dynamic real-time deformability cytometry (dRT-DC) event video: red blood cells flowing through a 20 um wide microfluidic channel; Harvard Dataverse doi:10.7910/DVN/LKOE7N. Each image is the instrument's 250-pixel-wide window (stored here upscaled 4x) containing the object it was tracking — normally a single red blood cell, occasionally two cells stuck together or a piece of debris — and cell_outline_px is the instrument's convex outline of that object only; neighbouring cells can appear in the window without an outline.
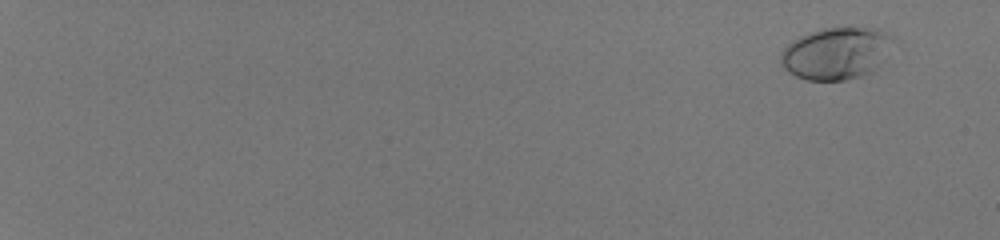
{"species": "human", "species_latin": "Homo sapiens", "temperature_condition": "room temperature", "stored_images_in_passage": 57, "camera_frame_rate_fps": 3000, "um_per_image_px": 0.085, "donor": {"sex": "male"}, "frame": {"image": 1, "passage_image": 5, "time_ms": 1.333, "image_size_px": [1000, 240], "cell_outline_px": [[892, 36], [872, 72], [860, 76], [844, 80], [808, 80], [796, 76], [788, 72], [780, 64], [780, 56], [784, 48], [792, 40], [800, 36], [824, 28], [880, 28], [888, 32]], "centroid_in_image_um": [70.97, 4.53], "position_along_channel_um": 14.0, "area_um2": 33.18}}
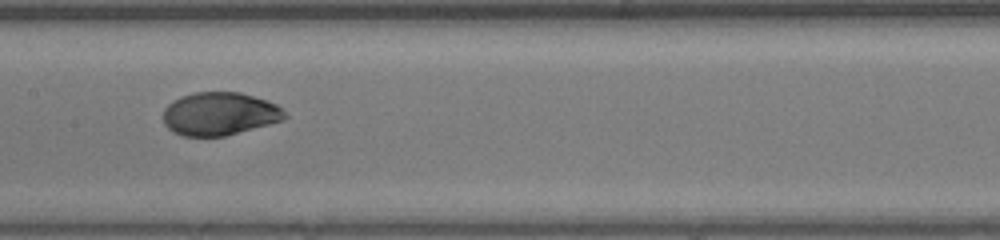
{"frame": {"image": 2, "passage_image": 36, "time_ms": 11.667, "image_size_px": [1000, 240], "cell_outline_px": [[288, 116], [284, 120], [224, 136], [180, 136], [172, 132], [164, 124], [164, 108], [172, 100], [180, 96], [196, 92], [240, 92], [268, 100], [276, 104]], "centroid_in_image_um": [18.64, 9.67], "position_along_channel_um": 188.8, "area_um2": 30.63}}
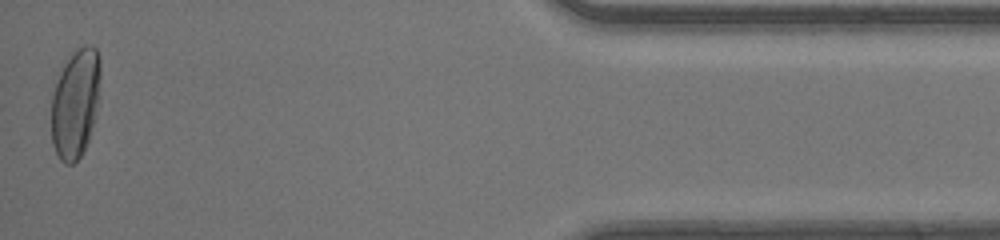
{"frame": {"image": 3, "passage_image": 57, "time_ms": 18.667, "image_size_px": [1000, 240], "cell_outline_px": [[100, 76], [96, 116], [88, 140], [80, 156], [72, 164], [64, 164], [60, 160], [52, 144], [52, 96], [60, 72], [68, 52], [84, 44], [88, 44], [96, 48], [100, 56]], "centroid_in_image_um": [6.42, 8.71], "position_along_channel_um": 428.8, "area_um2": 31.5}, "authors_computed_cell_mechanics": {"area_um2": 30.8652, "velocity_mm_per_s": 4.1562, "shape_relaxation_time_tau1_ms": 5.9188, "shape_relaxation_time_tau2_ms": null, "deformation_change_tau1": 0.2305, "deformation_change_tau2": null}}